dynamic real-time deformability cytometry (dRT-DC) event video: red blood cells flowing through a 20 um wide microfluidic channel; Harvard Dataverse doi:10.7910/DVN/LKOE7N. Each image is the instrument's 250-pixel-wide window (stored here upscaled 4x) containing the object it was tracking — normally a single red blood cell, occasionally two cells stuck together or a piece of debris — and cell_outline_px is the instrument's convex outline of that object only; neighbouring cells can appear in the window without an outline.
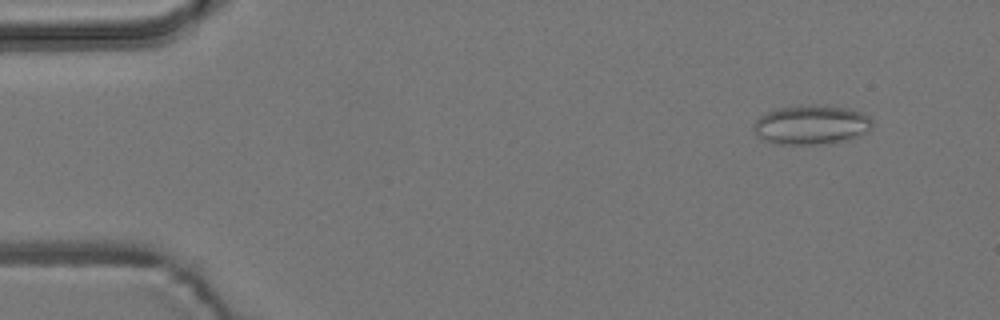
{"species": "common noctule bat (a hibernating species)", "species_latin": "Nyctalus noctula", "temperature_condition": "room temperature", "stored_images_in_passage": 54, "camera_frame_rate_fps": 3000, "um_per_image_px": 0.085, "animal": {"sex": "male", "body_mass_g": 19.2, "forearm_length_mm": 51.8}, "frame": {"image": 1, "passage_image": 5, "time_ms": 1.333, "image_size_px": [1000, 320], "cell_outline_px": [[872, 128], [860, 136], [832, 144], [772, 144], [756, 136], [752, 128], [756, 120], [760, 116], [768, 112], [780, 108], [848, 108], [860, 112], [868, 116], [872, 120]], "centroid_in_image_um": [68.95, 10.69], "position_along_channel_um": 16.0, "area_um2": 26.47}}
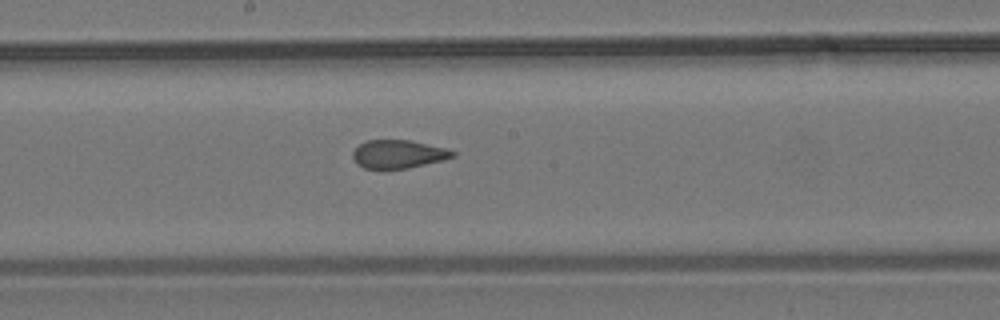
{"frame": {"image": 2, "passage_image": 29, "time_ms": 9.333, "image_size_px": [1000, 320], "cell_outline_px": [[456, 156], [444, 160], [408, 168], [384, 172], [364, 168], [356, 164], [352, 156], [352, 152], [360, 144], [368, 140], [412, 140], [448, 148], [456, 152]], "centroid_in_image_um": [33.86, 13.14], "position_along_channel_um": 214.3, "area_um2": 17.22}}
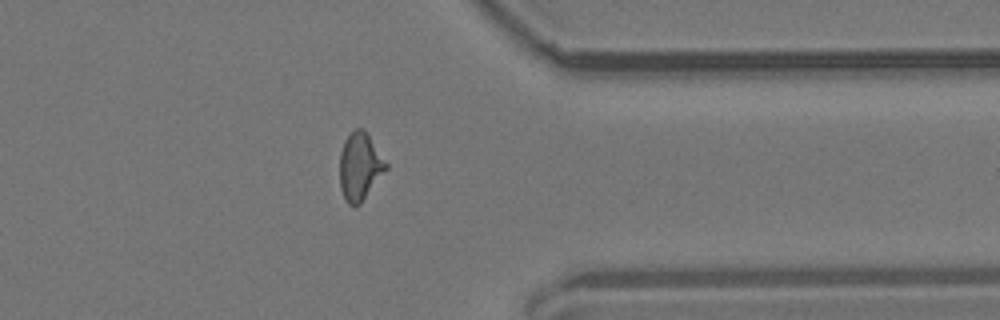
{"frame": {"image": 3, "passage_image": 43, "time_ms": 14.0, "image_size_px": [1000, 320], "cell_outline_px": [[388, 168], [360, 204], [348, 204], [344, 200], [340, 188], [340, 152], [344, 140], [356, 128], [364, 128], [388, 164]], "centroid_in_image_um": [30.59, 14.15], "position_along_channel_um": 380.8, "area_um2": 18.21}, "authors_computed_cell_mechanics": {"area_um2": 17.8024, "velocity_mm_per_s": 3.785, "shape_relaxation_time_tau1_ms": null, "shape_relaxation_time_tau2_ms": 1.1066, "deformation_change_tau1": null, "deformation_change_tau2": 0.0776}}